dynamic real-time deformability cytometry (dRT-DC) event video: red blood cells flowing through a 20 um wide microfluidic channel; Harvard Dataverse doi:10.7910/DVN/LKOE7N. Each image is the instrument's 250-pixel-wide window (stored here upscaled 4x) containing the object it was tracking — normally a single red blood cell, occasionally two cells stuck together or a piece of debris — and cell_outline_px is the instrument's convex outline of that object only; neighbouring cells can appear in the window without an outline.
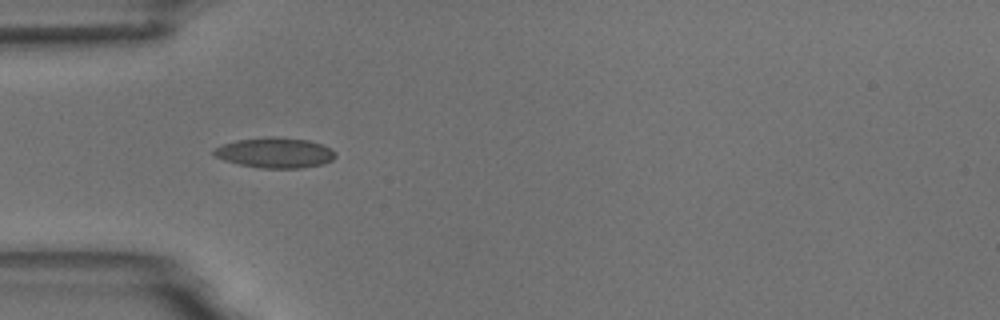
{"species": "common noctule bat (a hibernating species)", "species_latin": "Nyctalus noctula", "temperature_condition": "room temperature", "stored_images_in_passage": 2, "camera_frame_rate_fps": 3000, "um_per_image_px": 0.085, "animal": {"sex": "male", "body_mass_g": 18.8}, "frame": {"image": 1, "passage_image": 1, "time_ms": 0.0, "image_size_px": [1000, 320], "cell_outline_px": [[336, 156], [332, 160], [324, 164], [300, 168], [260, 168], [240, 164], [224, 160], [216, 156], [212, 152], [216, 148], [224, 144], [236, 140], [272, 136], [308, 140], [324, 144], [332, 148], [336, 152]], "centroid_in_image_um": [23.44, 12.98], "position_along_channel_um": 61.6, "area_um2": 21.5}}